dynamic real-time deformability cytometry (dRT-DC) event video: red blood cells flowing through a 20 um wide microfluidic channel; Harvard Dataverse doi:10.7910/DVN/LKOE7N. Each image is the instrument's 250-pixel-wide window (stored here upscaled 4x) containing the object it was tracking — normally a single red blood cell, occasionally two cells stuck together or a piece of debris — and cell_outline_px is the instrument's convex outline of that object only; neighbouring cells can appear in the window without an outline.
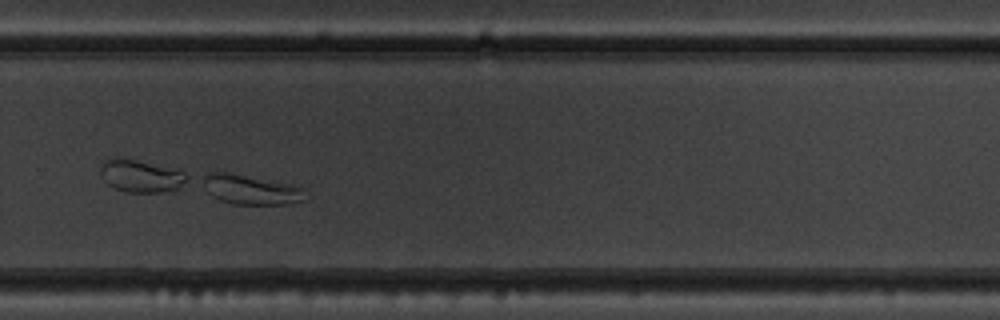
{"species": "common noctule bat (a hibernating species)", "species_latin": "Nyctalus noctula", "temperature_condition": "warm", "stored_images_in_passage": 44, "segment_of_instrument_passage": [2, 2], "camera_frame_rate_fps": 3000, "um_per_image_px": 0.085, "animal": {"sex": "male", "body_mass_g": 19.5, "forearm_length_mm": 54.6}, "frame": {"image": 1, "passage_image": 28, "time_ms": 9.0, "image_size_px": [1000, 320], "cell_outline_px": [[304, 200], [292, 204], [232, 204], [220, 200], [212, 196], [208, 192], [200, 180], [200, 176], [208, 172], [232, 172], [292, 184], [304, 188]], "centroid_in_image_um": [21.28, 16.09], "position_along_channel_um": 308.5, "area_um2": 18.09}}